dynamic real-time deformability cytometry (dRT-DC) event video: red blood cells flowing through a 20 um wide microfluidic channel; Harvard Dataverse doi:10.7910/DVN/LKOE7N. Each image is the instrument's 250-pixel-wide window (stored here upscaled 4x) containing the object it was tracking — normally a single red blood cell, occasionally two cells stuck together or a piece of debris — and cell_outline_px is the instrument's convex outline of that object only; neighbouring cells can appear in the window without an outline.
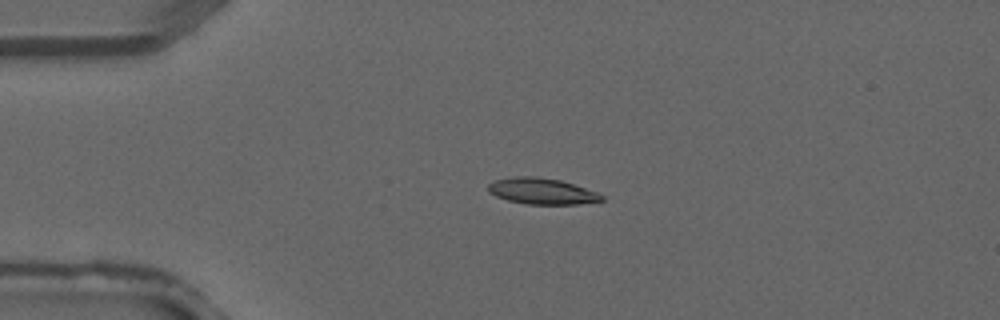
{"species": "common noctule bat (a hibernating species)", "species_latin": "Nyctalus noctula", "temperature_condition": "warm", "stored_images_in_passage": 2, "camera_frame_rate_fps": 3000, "um_per_image_px": 0.085, "animal": {"sex": "male", "forearm_length_mm": 52.5}, "frame": {"image": 1, "passage_image": 1, "time_ms": 0.0, "image_size_px": [1000, 320], "cell_outline_px": [[604, 200], [576, 204], [528, 204], [508, 200], [496, 196], [488, 192], [488, 184], [496, 180], [512, 176], [536, 176], [560, 180], [596, 192], [604, 196]], "centroid_in_image_um": [46.02, 16.24], "position_along_channel_um": 39.0, "area_um2": 17.11}}